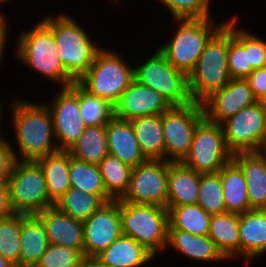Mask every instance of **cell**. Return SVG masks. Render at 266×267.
Masks as SVG:
<instances>
[{"label": "cell", "instance_id": "cell-1", "mask_svg": "<svg viewBox=\"0 0 266 267\" xmlns=\"http://www.w3.org/2000/svg\"><path fill=\"white\" fill-rule=\"evenodd\" d=\"M15 133L12 145L16 161H37L59 151L55 140L53 118L45 103L14 97L10 105ZM19 153V155H18Z\"/></svg>", "mask_w": 266, "mask_h": 267}, {"label": "cell", "instance_id": "cell-2", "mask_svg": "<svg viewBox=\"0 0 266 267\" xmlns=\"http://www.w3.org/2000/svg\"><path fill=\"white\" fill-rule=\"evenodd\" d=\"M41 21L53 33L65 70L78 81L88 71L95 54L102 48L98 46L99 42L92 40L82 24L68 13L46 15Z\"/></svg>", "mask_w": 266, "mask_h": 267}, {"label": "cell", "instance_id": "cell-3", "mask_svg": "<svg viewBox=\"0 0 266 267\" xmlns=\"http://www.w3.org/2000/svg\"><path fill=\"white\" fill-rule=\"evenodd\" d=\"M17 39L14 52L24 66L48 78L59 88H66L77 82L65 70L53 33L42 21H38L30 30L21 31Z\"/></svg>", "mask_w": 266, "mask_h": 267}, {"label": "cell", "instance_id": "cell-4", "mask_svg": "<svg viewBox=\"0 0 266 267\" xmlns=\"http://www.w3.org/2000/svg\"><path fill=\"white\" fill-rule=\"evenodd\" d=\"M228 67V19L210 37L194 70L188 75V88L193 102L202 103L230 80Z\"/></svg>", "mask_w": 266, "mask_h": 267}, {"label": "cell", "instance_id": "cell-5", "mask_svg": "<svg viewBox=\"0 0 266 267\" xmlns=\"http://www.w3.org/2000/svg\"><path fill=\"white\" fill-rule=\"evenodd\" d=\"M215 18H174L178 24L175 34L158 50L174 68L187 76L194 70L210 37L225 23H215Z\"/></svg>", "mask_w": 266, "mask_h": 267}, {"label": "cell", "instance_id": "cell-6", "mask_svg": "<svg viewBox=\"0 0 266 267\" xmlns=\"http://www.w3.org/2000/svg\"><path fill=\"white\" fill-rule=\"evenodd\" d=\"M133 80L134 67L120 53L101 48L77 83L90 95L105 99L114 106Z\"/></svg>", "mask_w": 266, "mask_h": 267}, {"label": "cell", "instance_id": "cell-7", "mask_svg": "<svg viewBox=\"0 0 266 267\" xmlns=\"http://www.w3.org/2000/svg\"><path fill=\"white\" fill-rule=\"evenodd\" d=\"M120 217L123 235L132 237L155 257L166 249L169 227L167 208L120 201Z\"/></svg>", "mask_w": 266, "mask_h": 267}, {"label": "cell", "instance_id": "cell-8", "mask_svg": "<svg viewBox=\"0 0 266 267\" xmlns=\"http://www.w3.org/2000/svg\"><path fill=\"white\" fill-rule=\"evenodd\" d=\"M7 185L14 213L37 214L55 204L48 196L44 172L37 161H15Z\"/></svg>", "mask_w": 266, "mask_h": 267}, {"label": "cell", "instance_id": "cell-9", "mask_svg": "<svg viewBox=\"0 0 266 267\" xmlns=\"http://www.w3.org/2000/svg\"><path fill=\"white\" fill-rule=\"evenodd\" d=\"M134 65V79L160 93L172 106H183L192 101L188 76L177 70L157 49L153 54Z\"/></svg>", "mask_w": 266, "mask_h": 267}, {"label": "cell", "instance_id": "cell-10", "mask_svg": "<svg viewBox=\"0 0 266 267\" xmlns=\"http://www.w3.org/2000/svg\"><path fill=\"white\" fill-rule=\"evenodd\" d=\"M205 118L202 103L172 106L162 113L164 160L182 162L188 155L195 128Z\"/></svg>", "mask_w": 266, "mask_h": 267}, {"label": "cell", "instance_id": "cell-11", "mask_svg": "<svg viewBox=\"0 0 266 267\" xmlns=\"http://www.w3.org/2000/svg\"><path fill=\"white\" fill-rule=\"evenodd\" d=\"M232 159L221 124L204 118L195 128L189 153L182 163L198 173H216Z\"/></svg>", "mask_w": 266, "mask_h": 267}, {"label": "cell", "instance_id": "cell-12", "mask_svg": "<svg viewBox=\"0 0 266 267\" xmlns=\"http://www.w3.org/2000/svg\"><path fill=\"white\" fill-rule=\"evenodd\" d=\"M221 127L227 148L233 155L255 152L266 137V107L257 101L223 121Z\"/></svg>", "mask_w": 266, "mask_h": 267}, {"label": "cell", "instance_id": "cell-13", "mask_svg": "<svg viewBox=\"0 0 266 267\" xmlns=\"http://www.w3.org/2000/svg\"><path fill=\"white\" fill-rule=\"evenodd\" d=\"M51 111L54 134L59 150L68 151L84 132L79 107V84L60 88L50 102H44Z\"/></svg>", "mask_w": 266, "mask_h": 267}, {"label": "cell", "instance_id": "cell-14", "mask_svg": "<svg viewBox=\"0 0 266 267\" xmlns=\"http://www.w3.org/2000/svg\"><path fill=\"white\" fill-rule=\"evenodd\" d=\"M168 161L147 160L132 168L128 191L120 201L167 208Z\"/></svg>", "mask_w": 266, "mask_h": 267}, {"label": "cell", "instance_id": "cell-15", "mask_svg": "<svg viewBox=\"0 0 266 267\" xmlns=\"http://www.w3.org/2000/svg\"><path fill=\"white\" fill-rule=\"evenodd\" d=\"M121 234L120 200H111L83 221L84 257H95Z\"/></svg>", "mask_w": 266, "mask_h": 267}, {"label": "cell", "instance_id": "cell-16", "mask_svg": "<svg viewBox=\"0 0 266 267\" xmlns=\"http://www.w3.org/2000/svg\"><path fill=\"white\" fill-rule=\"evenodd\" d=\"M257 101L246 78H232L206 98L202 106L208 121L221 124Z\"/></svg>", "mask_w": 266, "mask_h": 267}, {"label": "cell", "instance_id": "cell-17", "mask_svg": "<svg viewBox=\"0 0 266 267\" xmlns=\"http://www.w3.org/2000/svg\"><path fill=\"white\" fill-rule=\"evenodd\" d=\"M171 107L160 93L134 79L114 104L113 115L131 121L138 117L162 114Z\"/></svg>", "mask_w": 266, "mask_h": 267}, {"label": "cell", "instance_id": "cell-18", "mask_svg": "<svg viewBox=\"0 0 266 267\" xmlns=\"http://www.w3.org/2000/svg\"><path fill=\"white\" fill-rule=\"evenodd\" d=\"M42 221L50 244L78 249L83 253V221L51 206L36 214Z\"/></svg>", "mask_w": 266, "mask_h": 267}, {"label": "cell", "instance_id": "cell-19", "mask_svg": "<svg viewBox=\"0 0 266 267\" xmlns=\"http://www.w3.org/2000/svg\"><path fill=\"white\" fill-rule=\"evenodd\" d=\"M240 259L246 265L266 253V209L239 214Z\"/></svg>", "mask_w": 266, "mask_h": 267}, {"label": "cell", "instance_id": "cell-20", "mask_svg": "<svg viewBox=\"0 0 266 267\" xmlns=\"http://www.w3.org/2000/svg\"><path fill=\"white\" fill-rule=\"evenodd\" d=\"M109 154L131 168L147 161L141 152L131 121L113 117L107 124Z\"/></svg>", "mask_w": 266, "mask_h": 267}, {"label": "cell", "instance_id": "cell-21", "mask_svg": "<svg viewBox=\"0 0 266 267\" xmlns=\"http://www.w3.org/2000/svg\"><path fill=\"white\" fill-rule=\"evenodd\" d=\"M95 258L103 267H144L155 256L132 237L121 234Z\"/></svg>", "mask_w": 266, "mask_h": 267}, {"label": "cell", "instance_id": "cell-22", "mask_svg": "<svg viewBox=\"0 0 266 267\" xmlns=\"http://www.w3.org/2000/svg\"><path fill=\"white\" fill-rule=\"evenodd\" d=\"M169 247L187 258L204 263L228 261L208 235H193L178 229H168L166 248L169 250Z\"/></svg>", "mask_w": 266, "mask_h": 267}, {"label": "cell", "instance_id": "cell-23", "mask_svg": "<svg viewBox=\"0 0 266 267\" xmlns=\"http://www.w3.org/2000/svg\"><path fill=\"white\" fill-rule=\"evenodd\" d=\"M200 173L182 162H168L167 206L198 203Z\"/></svg>", "mask_w": 266, "mask_h": 267}, {"label": "cell", "instance_id": "cell-24", "mask_svg": "<svg viewBox=\"0 0 266 267\" xmlns=\"http://www.w3.org/2000/svg\"><path fill=\"white\" fill-rule=\"evenodd\" d=\"M20 244L19 267H35L50 244L45 227L36 214L21 219Z\"/></svg>", "mask_w": 266, "mask_h": 267}, {"label": "cell", "instance_id": "cell-25", "mask_svg": "<svg viewBox=\"0 0 266 267\" xmlns=\"http://www.w3.org/2000/svg\"><path fill=\"white\" fill-rule=\"evenodd\" d=\"M233 160L243 170L249 206L251 209H266V164L255 153H236Z\"/></svg>", "mask_w": 266, "mask_h": 267}, {"label": "cell", "instance_id": "cell-26", "mask_svg": "<svg viewBox=\"0 0 266 267\" xmlns=\"http://www.w3.org/2000/svg\"><path fill=\"white\" fill-rule=\"evenodd\" d=\"M239 214L224 212L211 215L208 236L222 255L231 261L240 259Z\"/></svg>", "mask_w": 266, "mask_h": 267}, {"label": "cell", "instance_id": "cell-27", "mask_svg": "<svg viewBox=\"0 0 266 267\" xmlns=\"http://www.w3.org/2000/svg\"><path fill=\"white\" fill-rule=\"evenodd\" d=\"M226 212L244 213L249 206L247 184L241 167L232 159L219 171Z\"/></svg>", "mask_w": 266, "mask_h": 267}, {"label": "cell", "instance_id": "cell-28", "mask_svg": "<svg viewBox=\"0 0 266 267\" xmlns=\"http://www.w3.org/2000/svg\"><path fill=\"white\" fill-rule=\"evenodd\" d=\"M142 154L147 160H164L162 114L131 120Z\"/></svg>", "mask_w": 266, "mask_h": 267}, {"label": "cell", "instance_id": "cell-29", "mask_svg": "<svg viewBox=\"0 0 266 267\" xmlns=\"http://www.w3.org/2000/svg\"><path fill=\"white\" fill-rule=\"evenodd\" d=\"M43 169L49 198L55 203L71 187L70 152L59 150L37 160Z\"/></svg>", "mask_w": 266, "mask_h": 267}, {"label": "cell", "instance_id": "cell-30", "mask_svg": "<svg viewBox=\"0 0 266 267\" xmlns=\"http://www.w3.org/2000/svg\"><path fill=\"white\" fill-rule=\"evenodd\" d=\"M68 151L78 160L99 164L109 154L107 125L86 126L78 141Z\"/></svg>", "mask_w": 266, "mask_h": 267}, {"label": "cell", "instance_id": "cell-31", "mask_svg": "<svg viewBox=\"0 0 266 267\" xmlns=\"http://www.w3.org/2000/svg\"><path fill=\"white\" fill-rule=\"evenodd\" d=\"M108 195H93L70 187L54 206L74 219L85 221L104 203L111 201Z\"/></svg>", "mask_w": 266, "mask_h": 267}, {"label": "cell", "instance_id": "cell-32", "mask_svg": "<svg viewBox=\"0 0 266 267\" xmlns=\"http://www.w3.org/2000/svg\"><path fill=\"white\" fill-rule=\"evenodd\" d=\"M167 209L168 229H178L193 235H208L211 214H208L198 203L167 206Z\"/></svg>", "mask_w": 266, "mask_h": 267}, {"label": "cell", "instance_id": "cell-33", "mask_svg": "<svg viewBox=\"0 0 266 267\" xmlns=\"http://www.w3.org/2000/svg\"><path fill=\"white\" fill-rule=\"evenodd\" d=\"M106 194L112 200H120L128 191L132 168L119 158L108 154L98 164Z\"/></svg>", "mask_w": 266, "mask_h": 267}, {"label": "cell", "instance_id": "cell-34", "mask_svg": "<svg viewBox=\"0 0 266 267\" xmlns=\"http://www.w3.org/2000/svg\"><path fill=\"white\" fill-rule=\"evenodd\" d=\"M69 180L73 188L93 195H107L98 164L87 163L71 156Z\"/></svg>", "mask_w": 266, "mask_h": 267}, {"label": "cell", "instance_id": "cell-35", "mask_svg": "<svg viewBox=\"0 0 266 267\" xmlns=\"http://www.w3.org/2000/svg\"><path fill=\"white\" fill-rule=\"evenodd\" d=\"M198 204L211 215L226 212L219 172L200 173Z\"/></svg>", "mask_w": 266, "mask_h": 267}, {"label": "cell", "instance_id": "cell-36", "mask_svg": "<svg viewBox=\"0 0 266 267\" xmlns=\"http://www.w3.org/2000/svg\"><path fill=\"white\" fill-rule=\"evenodd\" d=\"M26 214L13 213L0 218V253L16 267H19L20 258V228L21 219Z\"/></svg>", "mask_w": 266, "mask_h": 267}, {"label": "cell", "instance_id": "cell-37", "mask_svg": "<svg viewBox=\"0 0 266 267\" xmlns=\"http://www.w3.org/2000/svg\"><path fill=\"white\" fill-rule=\"evenodd\" d=\"M81 120L86 126L107 125L114 117L113 106L105 99L92 96L79 85Z\"/></svg>", "mask_w": 266, "mask_h": 267}, {"label": "cell", "instance_id": "cell-38", "mask_svg": "<svg viewBox=\"0 0 266 267\" xmlns=\"http://www.w3.org/2000/svg\"><path fill=\"white\" fill-rule=\"evenodd\" d=\"M237 20L238 16L233 15L232 33L245 49H248L249 64L254 70L266 67V41L243 27L238 28Z\"/></svg>", "mask_w": 266, "mask_h": 267}, {"label": "cell", "instance_id": "cell-39", "mask_svg": "<svg viewBox=\"0 0 266 267\" xmlns=\"http://www.w3.org/2000/svg\"><path fill=\"white\" fill-rule=\"evenodd\" d=\"M228 67L231 78H246L254 70L249 64L248 49L233 36L232 17L228 19Z\"/></svg>", "mask_w": 266, "mask_h": 267}, {"label": "cell", "instance_id": "cell-40", "mask_svg": "<svg viewBox=\"0 0 266 267\" xmlns=\"http://www.w3.org/2000/svg\"><path fill=\"white\" fill-rule=\"evenodd\" d=\"M170 12L173 18H208L212 17V0H158ZM211 3V4H210Z\"/></svg>", "mask_w": 266, "mask_h": 267}, {"label": "cell", "instance_id": "cell-41", "mask_svg": "<svg viewBox=\"0 0 266 267\" xmlns=\"http://www.w3.org/2000/svg\"><path fill=\"white\" fill-rule=\"evenodd\" d=\"M83 258L78 249L49 244L35 267H78Z\"/></svg>", "mask_w": 266, "mask_h": 267}, {"label": "cell", "instance_id": "cell-42", "mask_svg": "<svg viewBox=\"0 0 266 267\" xmlns=\"http://www.w3.org/2000/svg\"><path fill=\"white\" fill-rule=\"evenodd\" d=\"M15 161L12 142L5 138L0 143V183L7 182Z\"/></svg>", "mask_w": 266, "mask_h": 267}, {"label": "cell", "instance_id": "cell-43", "mask_svg": "<svg viewBox=\"0 0 266 267\" xmlns=\"http://www.w3.org/2000/svg\"><path fill=\"white\" fill-rule=\"evenodd\" d=\"M246 79L255 98L261 101L266 95V67L253 70Z\"/></svg>", "mask_w": 266, "mask_h": 267}, {"label": "cell", "instance_id": "cell-44", "mask_svg": "<svg viewBox=\"0 0 266 267\" xmlns=\"http://www.w3.org/2000/svg\"><path fill=\"white\" fill-rule=\"evenodd\" d=\"M7 182L0 183V218L12 215Z\"/></svg>", "mask_w": 266, "mask_h": 267}, {"label": "cell", "instance_id": "cell-45", "mask_svg": "<svg viewBox=\"0 0 266 267\" xmlns=\"http://www.w3.org/2000/svg\"><path fill=\"white\" fill-rule=\"evenodd\" d=\"M0 12V62L3 61L4 54L6 52V40L8 39V22L6 16Z\"/></svg>", "mask_w": 266, "mask_h": 267}, {"label": "cell", "instance_id": "cell-46", "mask_svg": "<svg viewBox=\"0 0 266 267\" xmlns=\"http://www.w3.org/2000/svg\"><path fill=\"white\" fill-rule=\"evenodd\" d=\"M78 267H103L95 257H84Z\"/></svg>", "mask_w": 266, "mask_h": 267}, {"label": "cell", "instance_id": "cell-47", "mask_svg": "<svg viewBox=\"0 0 266 267\" xmlns=\"http://www.w3.org/2000/svg\"><path fill=\"white\" fill-rule=\"evenodd\" d=\"M255 153L264 161L266 164V137L260 141Z\"/></svg>", "mask_w": 266, "mask_h": 267}, {"label": "cell", "instance_id": "cell-48", "mask_svg": "<svg viewBox=\"0 0 266 267\" xmlns=\"http://www.w3.org/2000/svg\"><path fill=\"white\" fill-rule=\"evenodd\" d=\"M0 267H16L9 260L5 259L0 253Z\"/></svg>", "mask_w": 266, "mask_h": 267}, {"label": "cell", "instance_id": "cell-49", "mask_svg": "<svg viewBox=\"0 0 266 267\" xmlns=\"http://www.w3.org/2000/svg\"><path fill=\"white\" fill-rule=\"evenodd\" d=\"M2 106L3 105L0 103V121H3L2 117H1V115L3 116V113H2L3 112V109H2L3 107ZM1 123L2 122H0V125H1ZM1 128L2 127L0 126V143L6 138V137H3L4 136L3 134H1V132H2Z\"/></svg>", "mask_w": 266, "mask_h": 267}, {"label": "cell", "instance_id": "cell-50", "mask_svg": "<svg viewBox=\"0 0 266 267\" xmlns=\"http://www.w3.org/2000/svg\"><path fill=\"white\" fill-rule=\"evenodd\" d=\"M260 102L266 107V95L264 96V98Z\"/></svg>", "mask_w": 266, "mask_h": 267}, {"label": "cell", "instance_id": "cell-51", "mask_svg": "<svg viewBox=\"0 0 266 267\" xmlns=\"http://www.w3.org/2000/svg\"><path fill=\"white\" fill-rule=\"evenodd\" d=\"M110 1H111V2L113 1L112 3H116L115 6L118 5V4L120 3V2H119L120 0H110Z\"/></svg>", "mask_w": 266, "mask_h": 267}, {"label": "cell", "instance_id": "cell-52", "mask_svg": "<svg viewBox=\"0 0 266 267\" xmlns=\"http://www.w3.org/2000/svg\"><path fill=\"white\" fill-rule=\"evenodd\" d=\"M5 1L7 2L9 0H0V4H2V3L4 4Z\"/></svg>", "mask_w": 266, "mask_h": 267}]
</instances>
